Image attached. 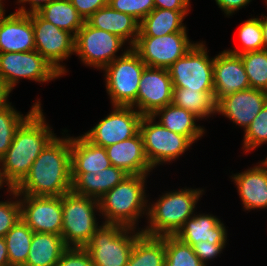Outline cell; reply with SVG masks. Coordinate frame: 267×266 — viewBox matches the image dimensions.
<instances>
[{
    "label": "cell",
    "mask_w": 267,
    "mask_h": 266,
    "mask_svg": "<svg viewBox=\"0 0 267 266\" xmlns=\"http://www.w3.org/2000/svg\"><path fill=\"white\" fill-rule=\"evenodd\" d=\"M19 196H62L72 191L70 135L55 137L14 188Z\"/></svg>",
    "instance_id": "cell-1"
},
{
    "label": "cell",
    "mask_w": 267,
    "mask_h": 266,
    "mask_svg": "<svg viewBox=\"0 0 267 266\" xmlns=\"http://www.w3.org/2000/svg\"><path fill=\"white\" fill-rule=\"evenodd\" d=\"M38 107L16 130L6 154L0 159L6 180L15 188L28 174L41 151L57 136Z\"/></svg>",
    "instance_id": "cell-2"
},
{
    "label": "cell",
    "mask_w": 267,
    "mask_h": 266,
    "mask_svg": "<svg viewBox=\"0 0 267 266\" xmlns=\"http://www.w3.org/2000/svg\"><path fill=\"white\" fill-rule=\"evenodd\" d=\"M204 189L182 188L162 193L155 202L148 203L146 220L142 233L150 236L176 235L184 223L195 214V208Z\"/></svg>",
    "instance_id": "cell-3"
},
{
    "label": "cell",
    "mask_w": 267,
    "mask_h": 266,
    "mask_svg": "<svg viewBox=\"0 0 267 266\" xmlns=\"http://www.w3.org/2000/svg\"><path fill=\"white\" fill-rule=\"evenodd\" d=\"M148 175H128L99 199L103 223L137 228L139 219L148 214L146 179ZM143 214V215H142Z\"/></svg>",
    "instance_id": "cell-4"
},
{
    "label": "cell",
    "mask_w": 267,
    "mask_h": 266,
    "mask_svg": "<svg viewBox=\"0 0 267 266\" xmlns=\"http://www.w3.org/2000/svg\"><path fill=\"white\" fill-rule=\"evenodd\" d=\"M140 229L103 223L84 248L95 266H127L135 240L142 233Z\"/></svg>",
    "instance_id": "cell-5"
},
{
    "label": "cell",
    "mask_w": 267,
    "mask_h": 266,
    "mask_svg": "<svg viewBox=\"0 0 267 266\" xmlns=\"http://www.w3.org/2000/svg\"><path fill=\"white\" fill-rule=\"evenodd\" d=\"M63 227L61 236L67 247H84L101 226L95 215L101 216L99 200L73 191L61 196ZM96 213V214H95Z\"/></svg>",
    "instance_id": "cell-6"
},
{
    "label": "cell",
    "mask_w": 267,
    "mask_h": 266,
    "mask_svg": "<svg viewBox=\"0 0 267 266\" xmlns=\"http://www.w3.org/2000/svg\"><path fill=\"white\" fill-rule=\"evenodd\" d=\"M146 67L139 55L127 46L120 57L102 69L112 106H132L137 110L139 83Z\"/></svg>",
    "instance_id": "cell-7"
},
{
    "label": "cell",
    "mask_w": 267,
    "mask_h": 266,
    "mask_svg": "<svg viewBox=\"0 0 267 266\" xmlns=\"http://www.w3.org/2000/svg\"><path fill=\"white\" fill-rule=\"evenodd\" d=\"M156 121L153 116H143L139 126L145 154L153 169L175 161L193 145L188 137L170 131Z\"/></svg>",
    "instance_id": "cell-8"
},
{
    "label": "cell",
    "mask_w": 267,
    "mask_h": 266,
    "mask_svg": "<svg viewBox=\"0 0 267 266\" xmlns=\"http://www.w3.org/2000/svg\"><path fill=\"white\" fill-rule=\"evenodd\" d=\"M203 42H196L184 56L168 68L173 87L193 91H214V57H209L208 48Z\"/></svg>",
    "instance_id": "cell-9"
},
{
    "label": "cell",
    "mask_w": 267,
    "mask_h": 266,
    "mask_svg": "<svg viewBox=\"0 0 267 266\" xmlns=\"http://www.w3.org/2000/svg\"><path fill=\"white\" fill-rule=\"evenodd\" d=\"M74 54L88 67L102 70L112 63L126 41L118 35L90 26L86 21L78 30L74 41Z\"/></svg>",
    "instance_id": "cell-10"
},
{
    "label": "cell",
    "mask_w": 267,
    "mask_h": 266,
    "mask_svg": "<svg viewBox=\"0 0 267 266\" xmlns=\"http://www.w3.org/2000/svg\"><path fill=\"white\" fill-rule=\"evenodd\" d=\"M62 76L36 50L0 53V78L11 91L20 79L46 83Z\"/></svg>",
    "instance_id": "cell-11"
},
{
    "label": "cell",
    "mask_w": 267,
    "mask_h": 266,
    "mask_svg": "<svg viewBox=\"0 0 267 266\" xmlns=\"http://www.w3.org/2000/svg\"><path fill=\"white\" fill-rule=\"evenodd\" d=\"M195 44L189 40L187 32H174L159 37L137 36L131 48L147 67L168 69Z\"/></svg>",
    "instance_id": "cell-12"
},
{
    "label": "cell",
    "mask_w": 267,
    "mask_h": 266,
    "mask_svg": "<svg viewBox=\"0 0 267 266\" xmlns=\"http://www.w3.org/2000/svg\"><path fill=\"white\" fill-rule=\"evenodd\" d=\"M31 21L34 30L35 50L60 74L65 75L67 70L62 63L74 53L75 37L46 21L37 12L31 13Z\"/></svg>",
    "instance_id": "cell-13"
},
{
    "label": "cell",
    "mask_w": 267,
    "mask_h": 266,
    "mask_svg": "<svg viewBox=\"0 0 267 266\" xmlns=\"http://www.w3.org/2000/svg\"><path fill=\"white\" fill-rule=\"evenodd\" d=\"M112 111L83 135L93 144L108 147L135 136L143 115L132 106H112Z\"/></svg>",
    "instance_id": "cell-14"
},
{
    "label": "cell",
    "mask_w": 267,
    "mask_h": 266,
    "mask_svg": "<svg viewBox=\"0 0 267 266\" xmlns=\"http://www.w3.org/2000/svg\"><path fill=\"white\" fill-rule=\"evenodd\" d=\"M21 219L33 232L60 235L63 227L61 196H19Z\"/></svg>",
    "instance_id": "cell-15"
},
{
    "label": "cell",
    "mask_w": 267,
    "mask_h": 266,
    "mask_svg": "<svg viewBox=\"0 0 267 266\" xmlns=\"http://www.w3.org/2000/svg\"><path fill=\"white\" fill-rule=\"evenodd\" d=\"M173 83L168 69L146 67L137 94V111L152 116L157 110L172 103Z\"/></svg>",
    "instance_id": "cell-16"
},
{
    "label": "cell",
    "mask_w": 267,
    "mask_h": 266,
    "mask_svg": "<svg viewBox=\"0 0 267 266\" xmlns=\"http://www.w3.org/2000/svg\"><path fill=\"white\" fill-rule=\"evenodd\" d=\"M266 103V91L249 88L219 99L216 114L224 115L245 131Z\"/></svg>",
    "instance_id": "cell-17"
},
{
    "label": "cell",
    "mask_w": 267,
    "mask_h": 266,
    "mask_svg": "<svg viewBox=\"0 0 267 266\" xmlns=\"http://www.w3.org/2000/svg\"><path fill=\"white\" fill-rule=\"evenodd\" d=\"M213 84L215 102L237 91L250 88L240 55L232 54L226 49L214 57Z\"/></svg>",
    "instance_id": "cell-18"
},
{
    "label": "cell",
    "mask_w": 267,
    "mask_h": 266,
    "mask_svg": "<svg viewBox=\"0 0 267 266\" xmlns=\"http://www.w3.org/2000/svg\"><path fill=\"white\" fill-rule=\"evenodd\" d=\"M5 12L0 15V53L35 50L31 13Z\"/></svg>",
    "instance_id": "cell-19"
},
{
    "label": "cell",
    "mask_w": 267,
    "mask_h": 266,
    "mask_svg": "<svg viewBox=\"0 0 267 266\" xmlns=\"http://www.w3.org/2000/svg\"><path fill=\"white\" fill-rule=\"evenodd\" d=\"M258 163L231 176L246 211L267 209V163Z\"/></svg>",
    "instance_id": "cell-20"
},
{
    "label": "cell",
    "mask_w": 267,
    "mask_h": 266,
    "mask_svg": "<svg viewBox=\"0 0 267 266\" xmlns=\"http://www.w3.org/2000/svg\"><path fill=\"white\" fill-rule=\"evenodd\" d=\"M105 150L111 165L129 175H149L153 170L146 157L140 132L129 139L105 147Z\"/></svg>",
    "instance_id": "cell-21"
},
{
    "label": "cell",
    "mask_w": 267,
    "mask_h": 266,
    "mask_svg": "<svg viewBox=\"0 0 267 266\" xmlns=\"http://www.w3.org/2000/svg\"><path fill=\"white\" fill-rule=\"evenodd\" d=\"M175 236L190 246L201 241L227 242V231L223 222L213 214L197 212L184 223Z\"/></svg>",
    "instance_id": "cell-22"
},
{
    "label": "cell",
    "mask_w": 267,
    "mask_h": 266,
    "mask_svg": "<svg viewBox=\"0 0 267 266\" xmlns=\"http://www.w3.org/2000/svg\"><path fill=\"white\" fill-rule=\"evenodd\" d=\"M128 175L124 170L112 165L93 174L71 173L72 191L99 200Z\"/></svg>",
    "instance_id": "cell-23"
},
{
    "label": "cell",
    "mask_w": 267,
    "mask_h": 266,
    "mask_svg": "<svg viewBox=\"0 0 267 266\" xmlns=\"http://www.w3.org/2000/svg\"><path fill=\"white\" fill-rule=\"evenodd\" d=\"M71 173H96L111 166L105 147L90 142L83 134L70 137Z\"/></svg>",
    "instance_id": "cell-24"
},
{
    "label": "cell",
    "mask_w": 267,
    "mask_h": 266,
    "mask_svg": "<svg viewBox=\"0 0 267 266\" xmlns=\"http://www.w3.org/2000/svg\"><path fill=\"white\" fill-rule=\"evenodd\" d=\"M90 26L118 35L132 47L139 34V22L131 15L112 9L109 5L98 9L87 20Z\"/></svg>",
    "instance_id": "cell-25"
},
{
    "label": "cell",
    "mask_w": 267,
    "mask_h": 266,
    "mask_svg": "<svg viewBox=\"0 0 267 266\" xmlns=\"http://www.w3.org/2000/svg\"><path fill=\"white\" fill-rule=\"evenodd\" d=\"M190 10L154 8L140 23L138 36L159 37L174 32H188L182 23Z\"/></svg>",
    "instance_id": "cell-26"
},
{
    "label": "cell",
    "mask_w": 267,
    "mask_h": 266,
    "mask_svg": "<svg viewBox=\"0 0 267 266\" xmlns=\"http://www.w3.org/2000/svg\"><path fill=\"white\" fill-rule=\"evenodd\" d=\"M166 129L188 137L193 143L205 134L204 127L196 123L199 118L186 109L180 108L173 103L157 110L153 115ZM199 125V126H198Z\"/></svg>",
    "instance_id": "cell-27"
},
{
    "label": "cell",
    "mask_w": 267,
    "mask_h": 266,
    "mask_svg": "<svg viewBox=\"0 0 267 266\" xmlns=\"http://www.w3.org/2000/svg\"><path fill=\"white\" fill-rule=\"evenodd\" d=\"M66 248L62 236L34 232L24 266H56Z\"/></svg>",
    "instance_id": "cell-28"
},
{
    "label": "cell",
    "mask_w": 267,
    "mask_h": 266,
    "mask_svg": "<svg viewBox=\"0 0 267 266\" xmlns=\"http://www.w3.org/2000/svg\"><path fill=\"white\" fill-rule=\"evenodd\" d=\"M37 13L46 21L71 33L74 37L85 23L70 0H52Z\"/></svg>",
    "instance_id": "cell-29"
},
{
    "label": "cell",
    "mask_w": 267,
    "mask_h": 266,
    "mask_svg": "<svg viewBox=\"0 0 267 266\" xmlns=\"http://www.w3.org/2000/svg\"><path fill=\"white\" fill-rule=\"evenodd\" d=\"M165 236L141 233L135 240L127 266H164Z\"/></svg>",
    "instance_id": "cell-30"
},
{
    "label": "cell",
    "mask_w": 267,
    "mask_h": 266,
    "mask_svg": "<svg viewBox=\"0 0 267 266\" xmlns=\"http://www.w3.org/2000/svg\"><path fill=\"white\" fill-rule=\"evenodd\" d=\"M172 103L196 115L200 120L216 114L214 91H193L188 88L173 87Z\"/></svg>",
    "instance_id": "cell-31"
},
{
    "label": "cell",
    "mask_w": 267,
    "mask_h": 266,
    "mask_svg": "<svg viewBox=\"0 0 267 266\" xmlns=\"http://www.w3.org/2000/svg\"><path fill=\"white\" fill-rule=\"evenodd\" d=\"M34 232L21 219L5 235L8 260L10 266H24L29 255V250Z\"/></svg>",
    "instance_id": "cell-32"
},
{
    "label": "cell",
    "mask_w": 267,
    "mask_h": 266,
    "mask_svg": "<svg viewBox=\"0 0 267 266\" xmlns=\"http://www.w3.org/2000/svg\"><path fill=\"white\" fill-rule=\"evenodd\" d=\"M11 104L0 110V159L11 146L16 130L38 107H41L38 99L24 116Z\"/></svg>",
    "instance_id": "cell-33"
},
{
    "label": "cell",
    "mask_w": 267,
    "mask_h": 266,
    "mask_svg": "<svg viewBox=\"0 0 267 266\" xmlns=\"http://www.w3.org/2000/svg\"><path fill=\"white\" fill-rule=\"evenodd\" d=\"M164 266H206L195 254L193 247L175 235L165 236Z\"/></svg>",
    "instance_id": "cell-34"
},
{
    "label": "cell",
    "mask_w": 267,
    "mask_h": 266,
    "mask_svg": "<svg viewBox=\"0 0 267 266\" xmlns=\"http://www.w3.org/2000/svg\"><path fill=\"white\" fill-rule=\"evenodd\" d=\"M240 56L250 88L267 92V50L247 52Z\"/></svg>",
    "instance_id": "cell-35"
},
{
    "label": "cell",
    "mask_w": 267,
    "mask_h": 266,
    "mask_svg": "<svg viewBox=\"0 0 267 266\" xmlns=\"http://www.w3.org/2000/svg\"><path fill=\"white\" fill-rule=\"evenodd\" d=\"M238 37L241 42L240 48L228 49V52L242 55L247 52L264 50L261 17H253L244 21L238 29Z\"/></svg>",
    "instance_id": "cell-36"
},
{
    "label": "cell",
    "mask_w": 267,
    "mask_h": 266,
    "mask_svg": "<svg viewBox=\"0 0 267 266\" xmlns=\"http://www.w3.org/2000/svg\"><path fill=\"white\" fill-rule=\"evenodd\" d=\"M243 137L244 153L267 143V103L244 131Z\"/></svg>",
    "instance_id": "cell-37"
},
{
    "label": "cell",
    "mask_w": 267,
    "mask_h": 266,
    "mask_svg": "<svg viewBox=\"0 0 267 266\" xmlns=\"http://www.w3.org/2000/svg\"><path fill=\"white\" fill-rule=\"evenodd\" d=\"M10 201H0V237L5 235L11 228L21 220V206L19 194L13 190L10 194Z\"/></svg>",
    "instance_id": "cell-38"
},
{
    "label": "cell",
    "mask_w": 267,
    "mask_h": 266,
    "mask_svg": "<svg viewBox=\"0 0 267 266\" xmlns=\"http://www.w3.org/2000/svg\"><path fill=\"white\" fill-rule=\"evenodd\" d=\"M108 5L114 10L131 15L139 23L155 8L154 0H108Z\"/></svg>",
    "instance_id": "cell-39"
},
{
    "label": "cell",
    "mask_w": 267,
    "mask_h": 266,
    "mask_svg": "<svg viewBox=\"0 0 267 266\" xmlns=\"http://www.w3.org/2000/svg\"><path fill=\"white\" fill-rule=\"evenodd\" d=\"M56 266H95L84 247H67Z\"/></svg>",
    "instance_id": "cell-40"
},
{
    "label": "cell",
    "mask_w": 267,
    "mask_h": 266,
    "mask_svg": "<svg viewBox=\"0 0 267 266\" xmlns=\"http://www.w3.org/2000/svg\"><path fill=\"white\" fill-rule=\"evenodd\" d=\"M227 243H210L208 241H201L194 244L193 250L199 257L200 261L207 266L210 260L216 259L224 250Z\"/></svg>",
    "instance_id": "cell-41"
},
{
    "label": "cell",
    "mask_w": 267,
    "mask_h": 266,
    "mask_svg": "<svg viewBox=\"0 0 267 266\" xmlns=\"http://www.w3.org/2000/svg\"><path fill=\"white\" fill-rule=\"evenodd\" d=\"M77 12L87 20L98 9L108 5V0H70Z\"/></svg>",
    "instance_id": "cell-42"
},
{
    "label": "cell",
    "mask_w": 267,
    "mask_h": 266,
    "mask_svg": "<svg viewBox=\"0 0 267 266\" xmlns=\"http://www.w3.org/2000/svg\"><path fill=\"white\" fill-rule=\"evenodd\" d=\"M226 16H232L236 11L245 8L252 0H215Z\"/></svg>",
    "instance_id": "cell-43"
},
{
    "label": "cell",
    "mask_w": 267,
    "mask_h": 266,
    "mask_svg": "<svg viewBox=\"0 0 267 266\" xmlns=\"http://www.w3.org/2000/svg\"><path fill=\"white\" fill-rule=\"evenodd\" d=\"M190 0H154L155 8L170 10H191Z\"/></svg>",
    "instance_id": "cell-44"
},
{
    "label": "cell",
    "mask_w": 267,
    "mask_h": 266,
    "mask_svg": "<svg viewBox=\"0 0 267 266\" xmlns=\"http://www.w3.org/2000/svg\"><path fill=\"white\" fill-rule=\"evenodd\" d=\"M52 0H17V3L19 5V8L16 10L18 13L22 14H30L33 12H38L42 7L47 5ZM21 7H20V4ZM25 3L30 4V8H26ZM27 9V10H26Z\"/></svg>",
    "instance_id": "cell-45"
},
{
    "label": "cell",
    "mask_w": 267,
    "mask_h": 266,
    "mask_svg": "<svg viewBox=\"0 0 267 266\" xmlns=\"http://www.w3.org/2000/svg\"><path fill=\"white\" fill-rule=\"evenodd\" d=\"M12 91L8 88L6 83L0 78V110L8 106L11 102H9L8 98L9 94Z\"/></svg>",
    "instance_id": "cell-46"
},
{
    "label": "cell",
    "mask_w": 267,
    "mask_h": 266,
    "mask_svg": "<svg viewBox=\"0 0 267 266\" xmlns=\"http://www.w3.org/2000/svg\"><path fill=\"white\" fill-rule=\"evenodd\" d=\"M0 266H10L4 237H0Z\"/></svg>",
    "instance_id": "cell-47"
},
{
    "label": "cell",
    "mask_w": 267,
    "mask_h": 266,
    "mask_svg": "<svg viewBox=\"0 0 267 266\" xmlns=\"http://www.w3.org/2000/svg\"><path fill=\"white\" fill-rule=\"evenodd\" d=\"M261 28H262V36L264 47L267 50V16L261 14Z\"/></svg>",
    "instance_id": "cell-48"
},
{
    "label": "cell",
    "mask_w": 267,
    "mask_h": 266,
    "mask_svg": "<svg viewBox=\"0 0 267 266\" xmlns=\"http://www.w3.org/2000/svg\"><path fill=\"white\" fill-rule=\"evenodd\" d=\"M3 185H6V187H8L6 189H7V192L9 193H11L14 190L11 184L6 180L3 170L1 168V164H0V189L4 187Z\"/></svg>",
    "instance_id": "cell-49"
},
{
    "label": "cell",
    "mask_w": 267,
    "mask_h": 266,
    "mask_svg": "<svg viewBox=\"0 0 267 266\" xmlns=\"http://www.w3.org/2000/svg\"><path fill=\"white\" fill-rule=\"evenodd\" d=\"M4 2H3V0H0V15H1V13L5 10L4 8Z\"/></svg>",
    "instance_id": "cell-50"
}]
</instances>
